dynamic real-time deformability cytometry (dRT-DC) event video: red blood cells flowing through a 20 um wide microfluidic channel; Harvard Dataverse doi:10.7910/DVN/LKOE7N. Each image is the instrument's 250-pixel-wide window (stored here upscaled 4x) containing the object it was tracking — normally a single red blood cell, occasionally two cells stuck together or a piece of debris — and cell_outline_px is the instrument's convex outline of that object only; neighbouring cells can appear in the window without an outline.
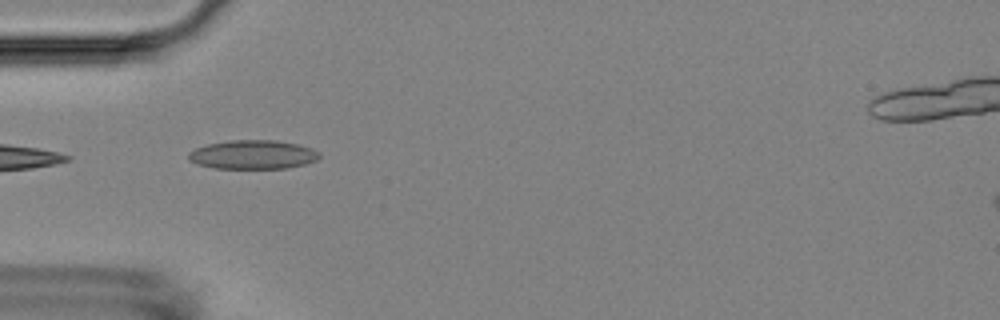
{"species": "Egyptian fruit bat (a non-hibernating species)", "species_latin": "Rousettus aegyptiacus", "temperature_condition": "room temperature", "stored_images_in_passage": 2, "camera_frame_rate_fps": 3000, "um_per_image_px": 0.085, "animal": {"sex": "female"}, "frame": {"image": 1, "passage_image": 1, "time_ms": 0.0, "image_size_px": [1000, 320], "cell_outline_px": [[320, 156], [316, 160], [304, 164], [288, 168], [212, 168], [196, 164], [188, 160], [188, 152], [196, 148], [208, 144], [228, 140], [276, 140], [300, 144], [312, 148], [320, 152]], "centroid_in_image_um": [21.49, 13.14], "position_along_channel_um": 63.5, "area_um2": 22.25}}
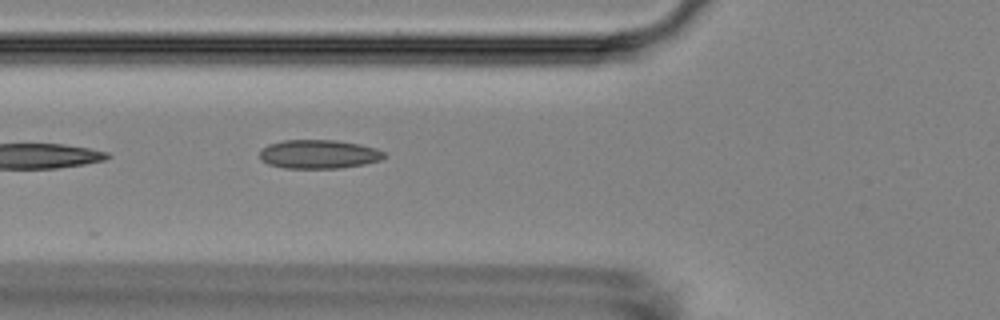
{"frame": {"image": 2, "passage_image": 2, "time_ms": 1.0, "image_size_px": [1000, 320], "cell_outline_px": [[388, 156], [380, 160], [364, 164], [340, 168], [284, 168], [268, 164], [260, 160], [260, 152], [268, 144], [284, 140], [336, 140], [360, 144], [376, 148], [384, 152]], "centroid_in_image_um": [27.11, 13.1], "position_along_channel_um": 98.7, "area_um2": 20.98}}